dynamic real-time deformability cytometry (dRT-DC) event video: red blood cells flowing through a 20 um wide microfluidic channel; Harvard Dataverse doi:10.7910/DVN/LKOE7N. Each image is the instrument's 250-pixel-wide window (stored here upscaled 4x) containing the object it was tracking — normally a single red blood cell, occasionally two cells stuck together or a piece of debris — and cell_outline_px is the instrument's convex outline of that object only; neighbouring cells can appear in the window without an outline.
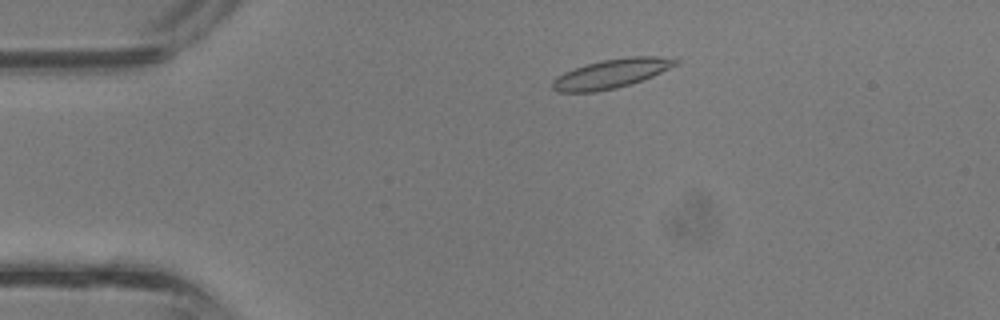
{"species": "common noctule bat (a hibernating species)", "species_latin": "Nyctalus noctula", "temperature_condition": "room temperature", "stored_images_in_passage": 28, "camera_frame_rate_fps": 3000, "um_per_image_px": 0.085, "animal": {"sex": "male", "body_mass_g": 13.3}, "frame": {"image": 1, "passage_image": 5, "time_ms": 1.333, "image_size_px": [1000, 320], "cell_outline_px": [[680, 60], [676, 64], [652, 76], [632, 84], [616, 88], [596, 92], [560, 92], [552, 88], [552, 80], [556, 76], [564, 72], [588, 64], [604, 60], [628, 56], [656, 56]], "centroid_in_image_um": [51.93, 6.27], "position_along_channel_um": 33.1, "area_um2": 20.63}}
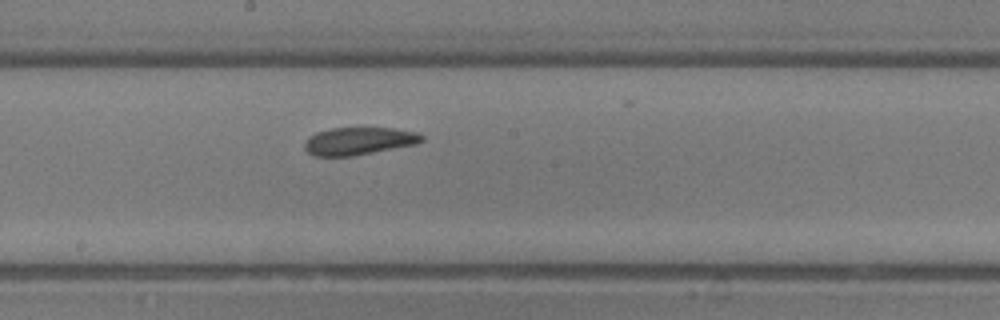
{"frame": {"image": 2, "passage_image": 18, "time_ms": 5.667, "image_size_px": [1000, 320], "cell_outline_px": [[424, 140], [416, 144], [352, 156], [312, 156], [304, 148], [304, 144], [308, 136], [316, 132], [332, 128], [396, 128], [420, 132], [424, 136]], "centroid_in_image_um": [30.51, 11.98], "position_along_channel_um": 217.7, "area_um2": 19.02}}
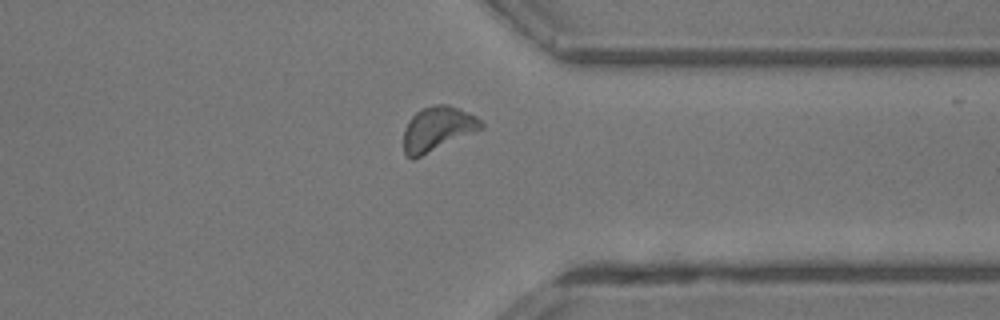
{"frame": {"image": 3, "passage_image": 27, "time_ms": 8.667, "image_size_px": [1000, 320], "cell_outline_px": [[484, 128], [412, 160], [404, 152], [404, 128], [408, 120], [416, 112], [424, 108], [436, 104], [448, 104], [468, 112], [484, 120]], "centroid_in_image_um": [37.21, 10.94], "position_along_channel_um": 374.2, "area_um2": 20.06}}